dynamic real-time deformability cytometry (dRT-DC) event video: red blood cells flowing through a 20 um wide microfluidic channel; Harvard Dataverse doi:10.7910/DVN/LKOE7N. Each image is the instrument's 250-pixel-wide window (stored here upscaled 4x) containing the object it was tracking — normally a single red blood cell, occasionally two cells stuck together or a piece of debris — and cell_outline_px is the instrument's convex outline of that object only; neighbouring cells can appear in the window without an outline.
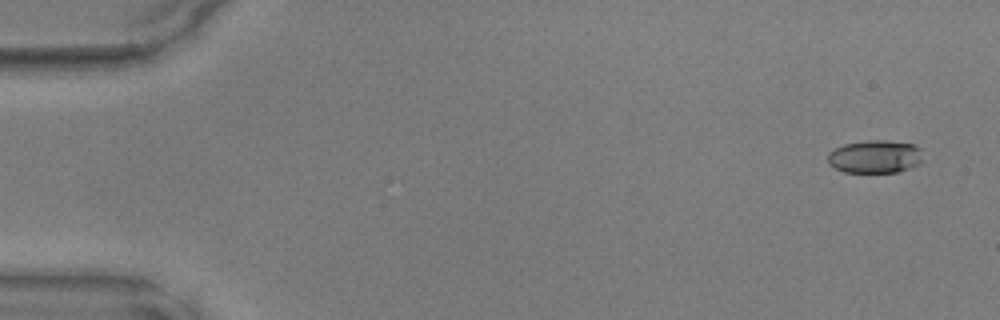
{"species": "common noctule bat (a hibernating species)", "species_latin": "Nyctalus noctula", "temperature_condition": "warm", "stored_images_in_passage": 10, "camera_frame_rate_fps": 3000, "um_per_image_px": 0.085, "animal": {"sex": "male", "body_mass_g": 17.9, "forearm_length_mm": 54.2}, "frame": {"image": 1, "passage_image": 1, "time_ms": 0.0, "image_size_px": [1000, 320], "cell_outline_px": [[924, 160], [920, 164], [896, 172], [844, 172], [832, 168], [828, 164], [828, 152], [844, 144], [868, 140], [884, 140], [912, 144], [920, 148]], "centroid_in_image_um": [74.37, 13.32], "position_along_channel_um": 10.6, "area_um2": 18.44}}